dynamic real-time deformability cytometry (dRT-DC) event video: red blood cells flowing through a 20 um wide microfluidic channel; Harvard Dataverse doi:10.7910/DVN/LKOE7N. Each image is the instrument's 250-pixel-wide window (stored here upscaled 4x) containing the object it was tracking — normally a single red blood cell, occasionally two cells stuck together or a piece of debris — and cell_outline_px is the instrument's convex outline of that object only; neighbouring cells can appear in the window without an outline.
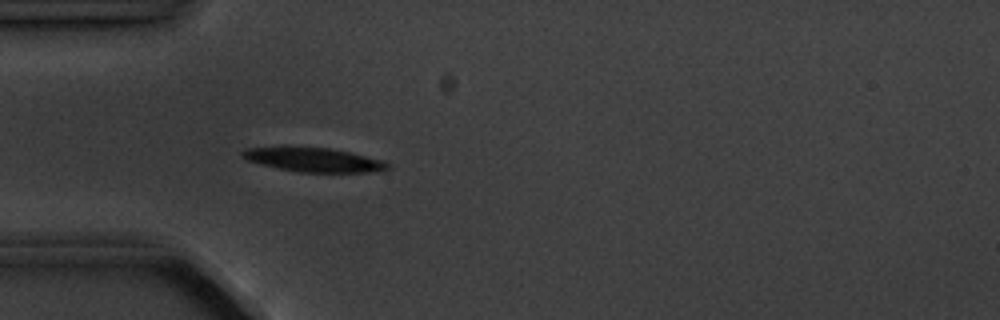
{"species": "common noctule bat (a hibernating species)", "species_latin": "Nyctalus noctula", "temperature_condition": "cold", "stored_images_in_passage": 4, "camera_frame_rate_fps": 3000, "um_per_image_px": 0.085, "animal": {"sex": "male", "body_mass_g": 20.1, "forearm_length_mm": 53.5}, "frame": {"image": 1, "passage_image": 4, "time_ms": 3.667, "image_size_px": [1000, 320], "cell_outline_px": [[392, 168], [384, 172], [300, 172], [260, 164], [248, 160], [240, 156], [240, 152], [248, 148], [328, 148], [348, 152], [384, 160], [392, 164]], "centroid_in_image_um": [26.8, 13.61], "position_along_channel_um": 58.2, "area_um2": 20.11}}